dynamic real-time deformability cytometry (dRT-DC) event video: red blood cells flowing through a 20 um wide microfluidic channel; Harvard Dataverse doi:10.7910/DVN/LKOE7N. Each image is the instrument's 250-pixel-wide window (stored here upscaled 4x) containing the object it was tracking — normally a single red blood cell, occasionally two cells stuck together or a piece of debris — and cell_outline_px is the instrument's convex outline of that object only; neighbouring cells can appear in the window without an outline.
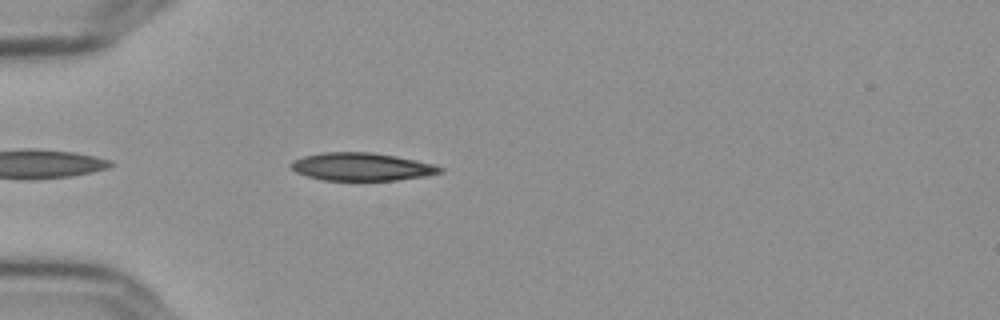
{"species": "Egyptian fruit bat (a non-hibernating species)", "species_latin": "Rousettus aegyptiacus", "temperature_condition": "cold", "stored_images_in_passage": 8, "camera_frame_rate_fps": 3000, "um_per_image_px": 0.085, "frame": {"image": 1, "passage_image": 3, "time_ms": 0.667, "image_size_px": [1000, 320], "cell_outline_px": [[444, 172], [424, 176], [396, 180], [324, 180], [308, 176], [296, 172], [288, 164], [292, 160], [304, 156], [324, 152], [368, 152], [396, 156], [436, 164], [444, 168]], "centroid_in_image_um": [30.76, 14.17], "position_along_channel_um": 54.2, "area_um2": 24.22}}
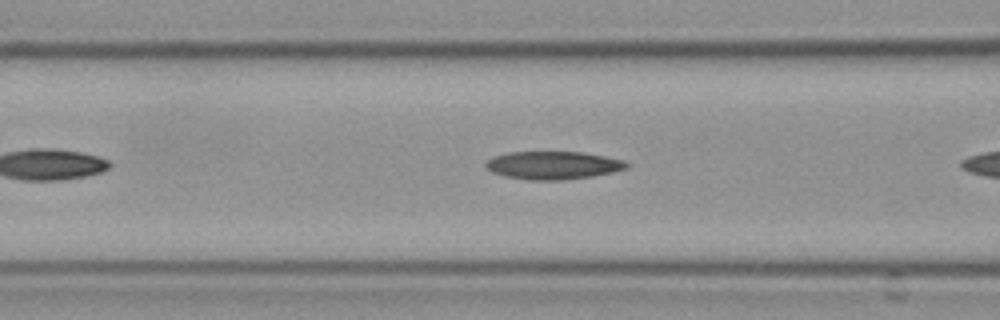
{"frame": {"image": 2, "passage_image": 6, "time_ms": 1.667, "image_size_px": [1000, 320], "cell_outline_px": [[628, 168], [612, 172], [592, 176], [564, 180], [528, 180], [504, 176], [492, 172], [484, 168], [484, 164], [492, 156], [508, 152], [584, 152], [624, 160], [628, 164]], "centroid_in_image_um": [46.97, 14.05], "position_along_channel_um": 119.6, "area_um2": 23.12}}